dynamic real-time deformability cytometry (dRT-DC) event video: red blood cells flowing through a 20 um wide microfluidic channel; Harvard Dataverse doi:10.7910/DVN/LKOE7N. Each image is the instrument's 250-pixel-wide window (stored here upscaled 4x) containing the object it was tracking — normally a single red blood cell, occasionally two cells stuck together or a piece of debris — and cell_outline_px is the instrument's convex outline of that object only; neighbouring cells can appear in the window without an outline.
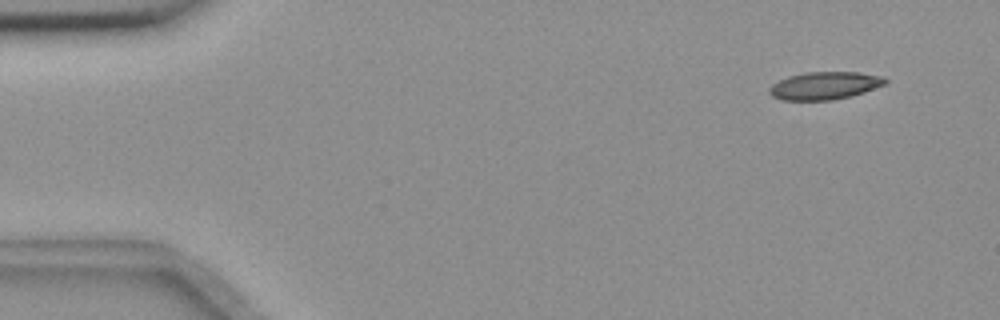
{"species": "common noctule bat (a hibernating species)", "species_latin": "Nyctalus noctula", "temperature_condition": "room temperature", "stored_images_in_passage": 56, "camera_frame_rate_fps": 3000, "um_per_image_px": 0.085, "animal": {"sex": "female", "body_mass_g": 18.4}, "frame": {"image": 1, "passage_image": 5, "time_ms": 1.333, "image_size_px": [1000, 320], "cell_outline_px": [[888, 84], [852, 96], [832, 100], [780, 100], [772, 96], [768, 92], [768, 88], [772, 84], [788, 76], [804, 72], [860, 72], [884, 76], [888, 80]], "centroid_in_image_um": [70.13, 7.27], "position_along_channel_um": 14.9, "area_um2": 19.02}}
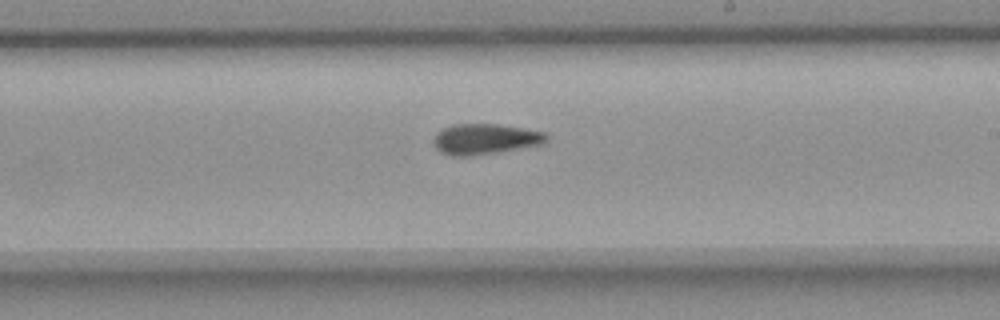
{"frame": {"image": 2, "passage_image": 33, "time_ms": 10.667, "image_size_px": [1000, 320], "cell_outline_px": [[548, 140], [544, 144], [496, 152], [468, 156], [448, 156], [440, 152], [432, 144], [432, 140], [436, 132], [440, 128], [452, 124], [496, 124], [524, 128], [544, 132], [548, 136]], "centroid_in_image_um": [41.18, 11.81], "position_along_channel_um": 247.8, "area_um2": 20.4}}
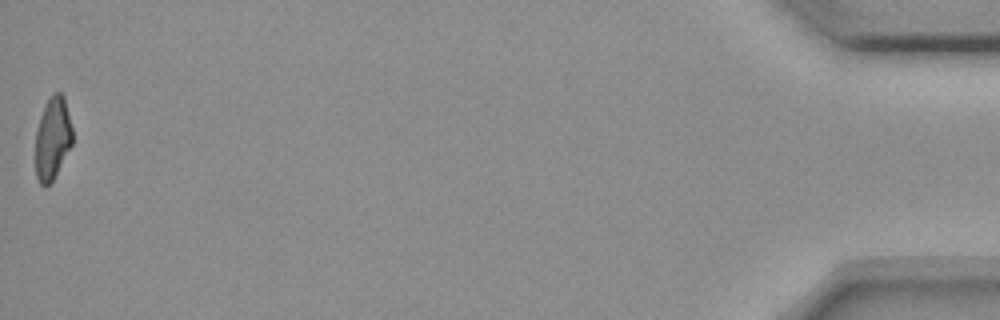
{"frame": {"image": 3, "passage_image": 56, "time_ms": 18.333, "image_size_px": [1000, 320], "cell_outline_px": [[72, 144], [52, 180], [44, 188], [40, 184], [36, 176], [36, 132], [40, 116], [52, 92], [60, 92], [64, 96], [72, 128]], "centroid_in_image_um": [4.47, 11.75], "position_along_channel_um": 430.7, "area_um2": 17.51}, "authors_computed_cell_mechanics": {"area_um2": 19.363, "velocity_mm_per_s": 3.654, "shape_relaxation_time_tau1_ms": 8.9828, "shape_relaxation_time_tau2_ms": 6.0067, "deformation_change_tau1": 0.1919, "deformation_change_tau2": 0.146}}